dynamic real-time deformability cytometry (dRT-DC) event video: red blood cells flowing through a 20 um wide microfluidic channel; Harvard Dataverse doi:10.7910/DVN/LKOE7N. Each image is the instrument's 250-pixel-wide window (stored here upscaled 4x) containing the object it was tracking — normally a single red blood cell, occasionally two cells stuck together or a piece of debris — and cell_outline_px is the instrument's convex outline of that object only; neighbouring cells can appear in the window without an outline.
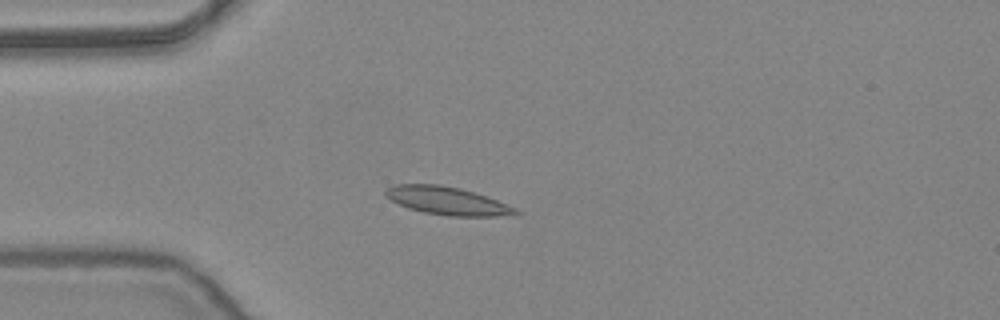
{"species": "common noctule bat (a hibernating species)", "species_latin": "Nyctalus noctula", "temperature_condition": "warm", "stored_images_in_passage": 40, "camera_frame_rate_fps": 3000, "um_per_image_px": 0.085, "animal": {"sex": "female", "body_mass_g": 24.6, "forearm_length_mm": 56.2}, "frame": {"image": 1, "passage_image": 1, "time_ms": 0.0, "image_size_px": [1000, 320], "cell_outline_px": [[520, 212], [496, 216], [448, 216], [424, 212], [408, 208], [384, 196], [384, 192], [388, 188], [396, 184], [440, 184], [460, 188], [496, 200], [516, 208]], "centroid_in_image_um": [37.95, 17.06], "position_along_channel_um": 47.0, "area_um2": 20.81}}
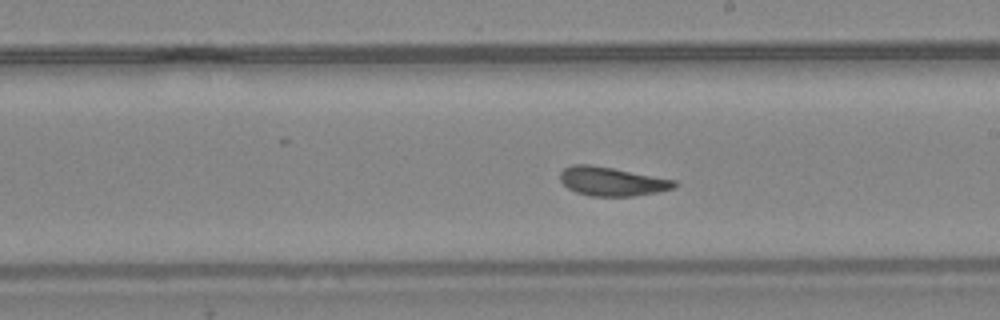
{"frame": {"image": 2, "passage_image": 17, "time_ms": 5.333, "image_size_px": [1000, 320], "cell_outline_px": [[680, 184], [672, 188], [656, 192], [632, 196], [588, 196], [576, 192], [568, 188], [560, 180], [560, 172], [564, 168], [572, 164], [588, 164], [612, 168], [676, 180]], "centroid_in_image_um": [51.99, 15.42], "position_along_channel_um": 237.0, "area_um2": 19.13}}
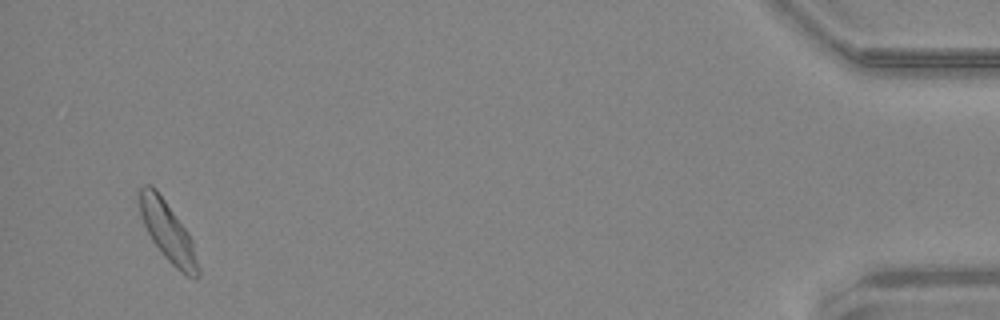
{"frame": {"image": 3, "passage_image": 38, "time_ms": 12.333, "image_size_px": [1000, 320], "cell_outline_px": [[200, 276], [196, 280], [180, 272], [164, 256], [152, 240], [144, 224], [140, 212], [140, 188], [144, 184], [152, 184], [156, 188], [188, 232], [192, 240], [200, 268]], "centroid_in_image_um": [14.3, 19.72], "position_along_channel_um": 420.9, "area_um2": 20.23}, "authors_computed_cell_mechanics": {"area_um2": 19.4208, "velocity_mm_per_s": 3.8312, "shape_relaxation_time_tau1_ms": 5.0724, "shape_relaxation_time_tau2_ms": 1.4291, "deformation_change_tau1": 0.1282, "deformation_change_tau2": 0.0531}}